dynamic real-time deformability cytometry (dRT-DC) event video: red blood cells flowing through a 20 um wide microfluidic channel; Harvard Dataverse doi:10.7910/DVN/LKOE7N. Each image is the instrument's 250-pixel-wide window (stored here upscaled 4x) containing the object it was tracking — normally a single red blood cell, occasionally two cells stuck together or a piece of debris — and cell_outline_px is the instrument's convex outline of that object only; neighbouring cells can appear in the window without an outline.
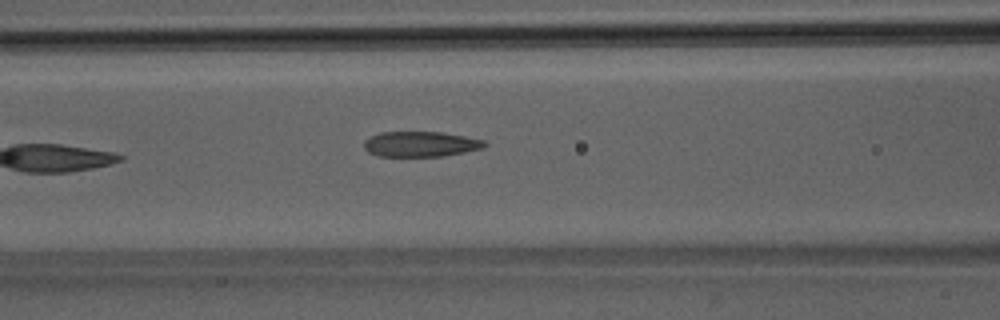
{"species": "Egyptian fruit bat (a non-hibernating species)", "species_latin": "Rousettus aegyptiacus", "temperature_condition": "room temperature", "stored_images_in_passage": 6, "camera_frame_rate_fps": 3000, "um_per_image_px": 0.085, "animal": {"sex": "male"}, "frame": {"image": 1, "passage_image": 6, "time_ms": 6.667, "image_size_px": [1000, 320], "cell_outline_px": [[488, 144], [484, 148], [464, 152], [440, 156], [376, 156], [368, 152], [364, 148], [364, 140], [380, 132], [440, 132], [464, 136], [484, 140]], "centroid_in_image_um": [35.74, 12.25], "position_along_channel_um": 130.9, "area_um2": 17.74}}